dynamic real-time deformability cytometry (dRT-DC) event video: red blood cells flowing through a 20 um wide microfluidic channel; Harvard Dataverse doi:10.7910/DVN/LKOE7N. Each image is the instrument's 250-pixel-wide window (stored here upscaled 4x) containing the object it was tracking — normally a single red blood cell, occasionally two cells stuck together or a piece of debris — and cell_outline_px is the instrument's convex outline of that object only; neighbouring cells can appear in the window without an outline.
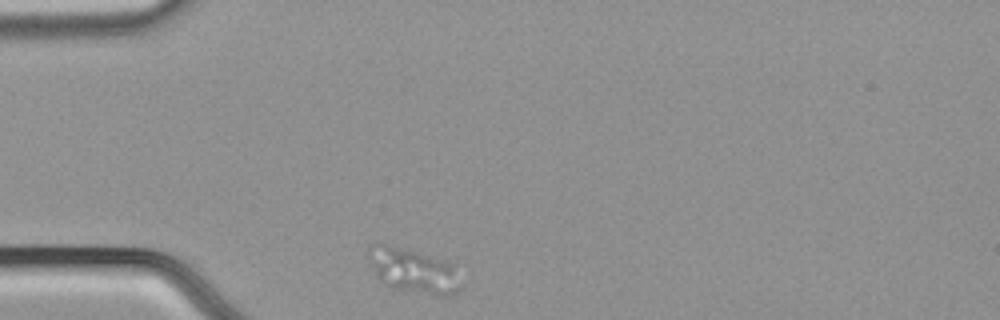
{"species": "common noctule bat (a hibernating species)", "species_latin": "Nyctalus noctula", "temperature_condition": "cold", "stored_images_in_passage": 34, "camera_frame_rate_fps": 3000, "um_per_image_px": 0.085, "animal": {"sex": "male", "body_mass_g": 21.5, "forearm_length_mm": 52.0}, "frame": {"image": 1, "passage_image": 1, "time_ms": 0.0, "image_size_px": [1000, 320], "cell_outline_px": [[464, 284], [460, 292], [452, 296], [436, 296], [392, 288], [380, 280], [376, 276], [368, 256], [368, 244], [384, 244], [440, 260], [452, 264]], "centroid_in_image_um": [35.18, 23.08], "position_along_channel_um": 49.8, "area_um2": 23.76}}
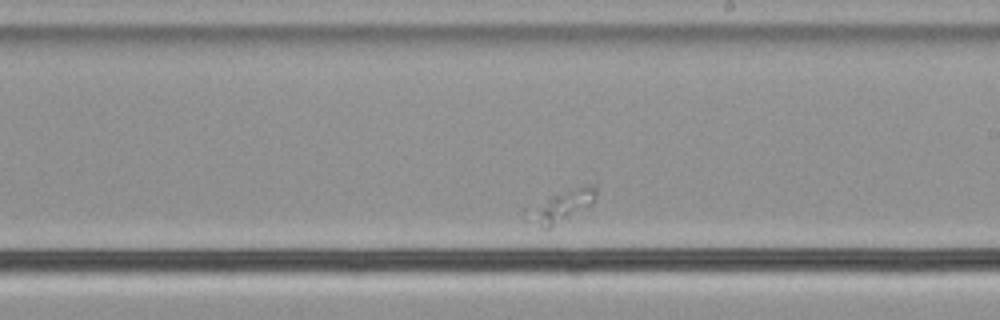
{"frame": {"image": 2, "passage_image": 20, "time_ms": 6.333, "image_size_px": [1000, 320], "cell_outline_px": [[596, 196], [592, 204], [548, 228], [544, 228], [520, 220], [524, 208], [552, 196], [596, 180]], "centroid_in_image_um": [47.6, 17.52], "position_along_channel_um": 241.4, "area_um2": 13.06}}
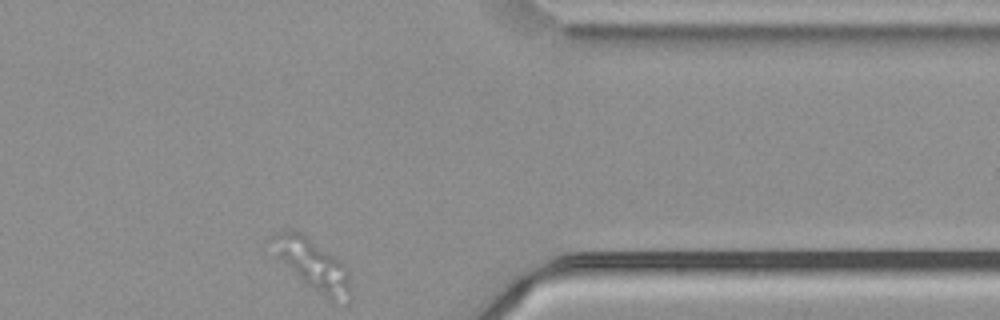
{"frame": {"image": 3, "passage_image": 34, "time_ms": 11.0, "image_size_px": [1000, 320], "cell_outline_px": [[352, 296], [348, 304], [332, 304], [308, 284], [280, 260], [276, 256], [272, 236], [276, 232], [288, 228], [304, 232], [344, 260], [348, 268], [352, 288]], "centroid_in_image_um": [26.73, 22.51], "position_along_channel_um": 384.7, "area_um2": 24.33}}